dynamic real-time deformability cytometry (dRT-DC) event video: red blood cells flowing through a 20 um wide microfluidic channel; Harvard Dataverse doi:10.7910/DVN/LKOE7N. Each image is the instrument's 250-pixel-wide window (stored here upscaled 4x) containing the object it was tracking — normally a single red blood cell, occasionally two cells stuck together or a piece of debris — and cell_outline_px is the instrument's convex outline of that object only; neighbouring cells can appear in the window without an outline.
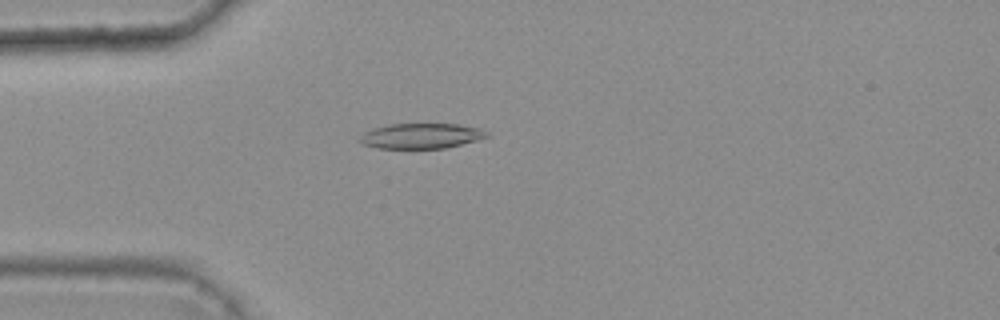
{"species": "common noctule bat (a hibernating species)", "species_latin": "Nyctalus noctula", "temperature_condition": "warm", "stored_images_in_passage": 2, "camera_frame_rate_fps": 3000, "um_per_image_px": 0.085, "animal": {"sex": "female", "body_mass_g": 25.1}, "frame": {"image": 1, "passage_image": 2, "time_ms": 0.333, "image_size_px": [1000, 320], "cell_outline_px": [[488, 136], [476, 140], [444, 148], [376, 148], [364, 144], [356, 140], [364, 132], [372, 128], [388, 124], [456, 124], [476, 128], [488, 132]], "centroid_in_image_um": [35.71, 11.55], "position_along_channel_um": 49.3, "area_um2": 18.5}}